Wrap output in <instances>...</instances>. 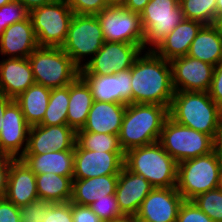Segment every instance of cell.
<instances>
[{"instance_id": "40", "label": "cell", "mask_w": 222, "mask_h": 222, "mask_svg": "<svg viewBox=\"0 0 222 222\" xmlns=\"http://www.w3.org/2000/svg\"><path fill=\"white\" fill-rule=\"evenodd\" d=\"M43 222H73L72 203H50Z\"/></svg>"}, {"instance_id": "31", "label": "cell", "mask_w": 222, "mask_h": 222, "mask_svg": "<svg viewBox=\"0 0 222 222\" xmlns=\"http://www.w3.org/2000/svg\"><path fill=\"white\" fill-rule=\"evenodd\" d=\"M68 106L69 85L51 89L49 103L40 125L52 126L67 124Z\"/></svg>"}, {"instance_id": "17", "label": "cell", "mask_w": 222, "mask_h": 222, "mask_svg": "<svg viewBox=\"0 0 222 222\" xmlns=\"http://www.w3.org/2000/svg\"><path fill=\"white\" fill-rule=\"evenodd\" d=\"M0 152L15 159L26 150L30 125L25 121L20 105L13 100L1 117Z\"/></svg>"}, {"instance_id": "18", "label": "cell", "mask_w": 222, "mask_h": 222, "mask_svg": "<svg viewBox=\"0 0 222 222\" xmlns=\"http://www.w3.org/2000/svg\"><path fill=\"white\" fill-rule=\"evenodd\" d=\"M76 131L64 125H34L30 127L24 154H43L50 151L74 150Z\"/></svg>"}, {"instance_id": "27", "label": "cell", "mask_w": 222, "mask_h": 222, "mask_svg": "<svg viewBox=\"0 0 222 222\" xmlns=\"http://www.w3.org/2000/svg\"><path fill=\"white\" fill-rule=\"evenodd\" d=\"M92 103L93 96L90 87L78 76L69 84L67 125L75 131L82 129L86 123Z\"/></svg>"}, {"instance_id": "8", "label": "cell", "mask_w": 222, "mask_h": 222, "mask_svg": "<svg viewBox=\"0 0 222 222\" xmlns=\"http://www.w3.org/2000/svg\"><path fill=\"white\" fill-rule=\"evenodd\" d=\"M159 143L178 163L209 154L215 141L207 134L180 125L168 117L163 125Z\"/></svg>"}, {"instance_id": "23", "label": "cell", "mask_w": 222, "mask_h": 222, "mask_svg": "<svg viewBox=\"0 0 222 222\" xmlns=\"http://www.w3.org/2000/svg\"><path fill=\"white\" fill-rule=\"evenodd\" d=\"M126 106L121 103L93 101L85 125L76 132L118 135Z\"/></svg>"}, {"instance_id": "11", "label": "cell", "mask_w": 222, "mask_h": 222, "mask_svg": "<svg viewBox=\"0 0 222 222\" xmlns=\"http://www.w3.org/2000/svg\"><path fill=\"white\" fill-rule=\"evenodd\" d=\"M96 16L105 41L143 45L144 31L139 13L123 6H108Z\"/></svg>"}, {"instance_id": "24", "label": "cell", "mask_w": 222, "mask_h": 222, "mask_svg": "<svg viewBox=\"0 0 222 222\" xmlns=\"http://www.w3.org/2000/svg\"><path fill=\"white\" fill-rule=\"evenodd\" d=\"M203 26L199 21L184 19L165 36L154 52L168 61L187 55L191 43Z\"/></svg>"}, {"instance_id": "1", "label": "cell", "mask_w": 222, "mask_h": 222, "mask_svg": "<svg viewBox=\"0 0 222 222\" xmlns=\"http://www.w3.org/2000/svg\"><path fill=\"white\" fill-rule=\"evenodd\" d=\"M132 103L170 108L174 96L172 67L154 51H142L131 67Z\"/></svg>"}, {"instance_id": "10", "label": "cell", "mask_w": 222, "mask_h": 222, "mask_svg": "<svg viewBox=\"0 0 222 222\" xmlns=\"http://www.w3.org/2000/svg\"><path fill=\"white\" fill-rule=\"evenodd\" d=\"M143 51H154L185 17L179 0H150L140 14Z\"/></svg>"}, {"instance_id": "20", "label": "cell", "mask_w": 222, "mask_h": 222, "mask_svg": "<svg viewBox=\"0 0 222 222\" xmlns=\"http://www.w3.org/2000/svg\"><path fill=\"white\" fill-rule=\"evenodd\" d=\"M38 47L30 17L8 26L0 36V56L28 58Z\"/></svg>"}, {"instance_id": "33", "label": "cell", "mask_w": 222, "mask_h": 222, "mask_svg": "<svg viewBox=\"0 0 222 222\" xmlns=\"http://www.w3.org/2000/svg\"><path fill=\"white\" fill-rule=\"evenodd\" d=\"M185 19L195 20L204 25L216 21L217 0H179Z\"/></svg>"}, {"instance_id": "39", "label": "cell", "mask_w": 222, "mask_h": 222, "mask_svg": "<svg viewBox=\"0 0 222 222\" xmlns=\"http://www.w3.org/2000/svg\"><path fill=\"white\" fill-rule=\"evenodd\" d=\"M176 222H214L201 211L193 201L184 200L180 206Z\"/></svg>"}, {"instance_id": "16", "label": "cell", "mask_w": 222, "mask_h": 222, "mask_svg": "<svg viewBox=\"0 0 222 222\" xmlns=\"http://www.w3.org/2000/svg\"><path fill=\"white\" fill-rule=\"evenodd\" d=\"M184 199L176 187L154 188L135 215L137 222H176Z\"/></svg>"}, {"instance_id": "45", "label": "cell", "mask_w": 222, "mask_h": 222, "mask_svg": "<svg viewBox=\"0 0 222 222\" xmlns=\"http://www.w3.org/2000/svg\"><path fill=\"white\" fill-rule=\"evenodd\" d=\"M149 1L150 0H127L123 7L129 11L141 14Z\"/></svg>"}, {"instance_id": "30", "label": "cell", "mask_w": 222, "mask_h": 222, "mask_svg": "<svg viewBox=\"0 0 222 222\" xmlns=\"http://www.w3.org/2000/svg\"><path fill=\"white\" fill-rule=\"evenodd\" d=\"M38 198L49 203L69 202L72 197V179L54 173L36 175Z\"/></svg>"}, {"instance_id": "6", "label": "cell", "mask_w": 222, "mask_h": 222, "mask_svg": "<svg viewBox=\"0 0 222 222\" xmlns=\"http://www.w3.org/2000/svg\"><path fill=\"white\" fill-rule=\"evenodd\" d=\"M28 60L35 83L50 89L68 86L80 73L61 47L38 46Z\"/></svg>"}, {"instance_id": "25", "label": "cell", "mask_w": 222, "mask_h": 222, "mask_svg": "<svg viewBox=\"0 0 222 222\" xmlns=\"http://www.w3.org/2000/svg\"><path fill=\"white\" fill-rule=\"evenodd\" d=\"M20 159L35 174L54 173L73 180L74 150L50 151L43 154H23Z\"/></svg>"}, {"instance_id": "52", "label": "cell", "mask_w": 222, "mask_h": 222, "mask_svg": "<svg viewBox=\"0 0 222 222\" xmlns=\"http://www.w3.org/2000/svg\"><path fill=\"white\" fill-rule=\"evenodd\" d=\"M222 15V0H217L216 17Z\"/></svg>"}, {"instance_id": "14", "label": "cell", "mask_w": 222, "mask_h": 222, "mask_svg": "<svg viewBox=\"0 0 222 222\" xmlns=\"http://www.w3.org/2000/svg\"><path fill=\"white\" fill-rule=\"evenodd\" d=\"M125 152H100L74 147L73 179L119 175L124 167Z\"/></svg>"}, {"instance_id": "29", "label": "cell", "mask_w": 222, "mask_h": 222, "mask_svg": "<svg viewBox=\"0 0 222 222\" xmlns=\"http://www.w3.org/2000/svg\"><path fill=\"white\" fill-rule=\"evenodd\" d=\"M51 89L33 84L14 100L20 105L25 121L30 125H39L49 103Z\"/></svg>"}, {"instance_id": "34", "label": "cell", "mask_w": 222, "mask_h": 222, "mask_svg": "<svg viewBox=\"0 0 222 222\" xmlns=\"http://www.w3.org/2000/svg\"><path fill=\"white\" fill-rule=\"evenodd\" d=\"M192 201L214 222H222V186L200 194Z\"/></svg>"}, {"instance_id": "32", "label": "cell", "mask_w": 222, "mask_h": 222, "mask_svg": "<svg viewBox=\"0 0 222 222\" xmlns=\"http://www.w3.org/2000/svg\"><path fill=\"white\" fill-rule=\"evenodd\" d=\"M76 143L85 150L100 152H124L118 135L92 132H76Z\"/></svg>"}, {"instance_id": "35", "label": "cell", "mask_w": 222, "mask_h": 222, "mask_svg": "<svg viewBox=\"0 0 222 222\" xmlns=\"http://www.w3.org/2000/svg\"><path fill=\"white\" fill-rule=\"evenodd\" d=\"M28 17L29 11L18 1L13 0L0 7V36L8 26L24 21Z\"/></svg>"}, {"instance_id": "2", "label": "cell", "mask_w": 222, "mask_h": 222, "mask_svg": "<svg viewBox=\"0 0 222 222\" xmlns=\"http://www.w3.org/2000/svg\"><path fill=\"white\" fill-rule=\"evenodd\" d=\"M169 117L180 125L209 135L214 141L222 127V108L208 92L175 91Z\"/></svg>"}, {"instance_id": "19", "label": "cell", "mask_w": 222, "mask_h": 222, "mask_svg": "<svg viewBox=\"0 0 222 222\" xmlns=\"http://www.w3.org/2000/svg\"><path fill=\"white\" fill-rule=\"evenodd\" d=\"M154 189L143 176L129 171L125 166L120 171L115 196L124 215H136L141 203Z\"/></svg>"}, {"instance_id": "49", "label": "cell", "mask_w": 222, "mask_h": 222, "mask_svg": "<svg viewBox=\"0 0 222 222\" xmlns=\"http://www.w3.org/2000/svg\"><path fill=\"white\" fill-rule=\"evenodd\" d=\"M105 222H137L136 217L134 215H123L118 218H114Z\"/></svg>"}, {"instance_id": "44", "label": "cell", "mask_w": 222, "mask_h": 222, "mask_svg": "<svg viewBox=\"0 0 222 222\" xmlns=\"http://www.w3.org/2000/svg\"><path fill=\"white\" fill-rule=\"evenodd\" d=\"M15 158L0 152V198H4L7 191L9 169Z\"/></svg>"}, {"instance_id": "12", "label": "cell", "mask_w": 222, "mask_h": 222, "mask_svg": "<svg viewBox=\"0 0 222 222\" xmlns=\"http://www.w3.org/2000/svg\"><path fill=\"white\" fill-rule=\"evenodd\" d=\"M143 51V45L105 41L79 74H114L131 68Z\"/></svg>"}, {"instance_id": "21", "label": "cell", "mask_w": 222, "mask_h": 222, "mask_svg": "<svg viewBox=\"0 0 222 222\" xmlns=\"http://www.w3.org/2000/svg\"><path fill=\"white\" fill-rule=\"evenodd\" d=\"M0 60V92L15 99L35 84L28 58H3Z\"/></svg>"}, {"instance_id": "13", "label": "cell", "mask_w": 222, "mask_h": 222, "mask_svg": "<svg viewBox=\"0 0 222 222\" xmlns=\"http://www.w3.org/2000/svg\"><path fill=\"white\" fill-rule=\"evenodd\" d=\"M174 91L208 92L215 66L188 55L170 61Z\"/></svg>"}, {"instance_id": "3", "label": "cell", "mask_w": 222, "mask_h": 222, "mask_svg": "<svg viewBox=\"0 0 222 222\" xmlns=\"http://www.w3.org/2000/svg\"><path fill=\"white\" fill-rule=\"evenodd\" d=\"M169 117V108L159 104H137L126 106L119 143L123 151L159 142L161 131Z\"/></svg>"}, {"instance_id": "36", "label": "cell", "mask_w": 222, "mask_h": 222, "mask_svg": "<svg viewBox=\"0 0 222 222\" xmlns=\"http://www.w3.org/2000/svg\"><path fill=\"white\" fill-rule=\"evenodd\" d=\"M89 207L103 222L124 215L119 208L115 195H106L105 198L96 200Z\"/></svg>"}, {"instance_id": "42", "label": "cell", "mask_w": 222, "mask_h": 222, "mask_svg": "<svg viewBox=\"0 0 222 222\" xmlns=\"http://www.w3.org/2000/svg\"><path fill=\"white\" fill-rule=\"evenodd\" d=\"M0 222H21L19 207L5 197L0 198Z\"/></svg>"}, {"instance_id": "9", "label": "cell", "mask_w": 222, "mask_h": 222, "mask_svg": "<svg viewBox=\"0 0 222 222\" xmlns=\"http://www.w3.org/2000/svg\"><path fill=\"white\" fill-rule=\"evenodd\" d=\"M73 15L65 0H55L30 11L38 46L61 47L66 41Z\"/></svg>"}, {"instance_id": "37", "label": "cell", "mask_w": 222, "mask_h": 222, "mask_svg": "<svg viewBox=\"0 0 222 222\" xmlns=\"http://www.w3.org/2000/svg\"><path fill=\"white\" fill-rule=\"evenodd\" d=\"M50 203L37 199L28 205L19 207L21 222H43L46 218L47 206Z\"/></svg>"}, {"instance_id": "47", "label": "cell", "mask_w": 222, "mask_h": 222, "mask_svg": "<svg viewBox=\"0 0 222 222\" xmlns=\"http://www.w3.org/2000/svg\"><path fill=\"white\" fill-rule=\"evenodd\" d=\"M14 99L6 96L5 94L0 92V122L1 117L3 116L6 107L13 101ZM0 135H1V125H0Z\"/></svg>"}, {"instance_id": "26", "label": "cell", "mask_w": 222, "mask_h": 222, "mask_svg": "<svg viewBox=\"0 0 222 222\" xmlns=\"http://www.w3.org/2000/svg\"><path fill=\"white\" fill-rule=\"evenodd\" d=\"M119 175H104L86 179L72 180V197L70 202L89 206L106 195H115Z\"/></svg>"}, {"instance_id": "51", "label": "cell", "mask_w": 222, "mask_h": 222, "mask_svg": "<svg viewBox=\"0 0 222 222\" xmlns=\"http://www.w3.org/2000/svg\"><path fill=\"white\" fill-rule=\"evenodd\" d=\"M214 25L217 27L219 33L222 35V15L216 17Z\"/></svg>"}, {"instance_id": "38", "label": "cell", "mask_w": 222, "mask_h": 222, "mask_svg": "<svg viewBox=\"0 0 222 222\" xmlns=\"http://www.w3.org/2000/svg\"><path fill=\"white\" fill-rule=\"evenodd\" d=\"M74 14L97 15L109 6L107 0H65Z\"/></svg>"}, {"instance_id": "48", "label": "cell", "mask_w": 222, "mask_h": 222, "mask_svg": "<svg viewBox=\"0 0 222 222\" xmlns=\"http://www.w3.org/2000/svg\"><path fill=\"white\" fill-rule=\"evenodd\" d=\"M214 149L216 150L218 157L220 161L222 162V127L220 131L218 132L217 137L215 139Z\"/></svg>"}, {"instance_id": "5", "label": "cell", "mask_w": 222, "mask_h": 222, "mask_svg": "<svg viewBox=\"0 0 222 222\" xmlns=\"http://www.w3.org/2000/svg\"><path fill=\"white\" fill-rule=\"evenodd\" d=\"M222 186V162L216 150L178 163L177 185L182 198L192 201L198 195Z\"/></svg>"}, {"instance_id": "28", "label": "cell", "mask_w": 222, "mask_h": 222, "mask_svg": "<svg viewBox=\"0 0 222 222\" xmlns=\"http://www.w3.org/2000/svg\"><path fill=\"white\" fill-rule=\"evenodd\" d=\"M187 55L213 66L222 61V35L214 24L200 29Z\"/></svg>"}, {"instance_id": "4", "label": "cell", "mask_w": 222, "mask_h": 222, "mask_svg": "<svg viewBox=\"0 0 222 222\" xmlns=\"http://www.w3.org/2000/svg\"><path fill=\"white\" fill-rule=\"evenodd\" d=\"M124 166L134 174L143 176L154 188L177 185L178 162L159 142L136 147L125 153Z\"/></svg>"}, {"instance_id": "41", "label": "cell", "mask_w": 222, "mask_h": 222, "mask_svg": "<svg viewBox=\"0 0 222 222\" xmlns=\"http://www.w3.org/2000/svg\"><path fill=\"white\" fill-rule=\"evenodd\" d=\"M208 93L212 100L222 108V61L214 68Z\"/></svg>"}, {"instance_id": "50", "label": "cell", "mask_w": 222, "mask_h": 222, "mask_svg": "<svg viewBox=\"0 0 222 222\" xmlns=\"http://www.w3.org/2000/svg\"><path fill=\"white\" fill-rule=\"evenodd\" d=\"M109 6H124L127 0H107Z\"/></svg>"}, {"instance_id": "46", "label": "cell", "mask_w": 222, "mask_h": 222, "mask_svg": "<svg viewBox=\"0 0 222 222\" xmlns=\"http://www.w3.org/2000/svg\"><path fill=\"white\" fill-rule=\"evenodd\" d=\"M23 4L26 9L30 12L35 8L41 7L43 5L50 4L55 0H15Z\"/></svg>"}, {"instance_id": "15", "label": "cell", "mask_w": 222, "mask_h": 222, "mask_svg": "<svg viewBox=\"0 0 222 222\" xmlns=\"http://www.w3.org/2000/svg\"><path fill=\"white\" fill-rule=\"evenodd\" d=\"M90 87L93 101L132 104L131 68L114 74H79Z\"/></svg>"}, {"instance_id": "43", "label": "cell", "mask_w": 222, "mask_h": 222, "mask_svg": "<svg viewBox=\"0 0 222 222\" xmlns=\"http://www.w3.org/2000/svg\"><path fill=\"white\" fill-rule=\"evenodd\" d=\"M73 222H103L89 206L72 203Z\"/></svg>"}, {"instance_id": "7", "label": "cell", "mask_w": 222, "mask_h": 222, "mask_svg": "<svg viewBox=\"0 0 222 222\" xmlns=\"http://www.w3.org/2000/svg\"><path fill=\"white\" fill-rule=\"evenodd\" d=\"M105 39L96 15L74 14L65 43L61 46L73 63L82 69L104 44Z\"/></svg>"}, {"instance_id": "53", "label": "cell", "mask_w": 222, "mask_h": 222, "mask_svg": "<svg viewBox=\"0 0 222 222\" xmlns=\"http://www.w3.org/2000/svg\"><path fill=\"white\" fill-rule=\"evenodd\" d=\"M13 0H0V7H2L5 4H8L10 2H12Z\"/></svg>"}, {"instance_id": "22", "label": "cell", "mask_w": 222, "mask_h": 222, "mask_svg": "<svg viewBox=\"0 0 222 222\" xmlns=\"http://www.w3.org/2000/svg\"><path fill=\"white\" fill-rule=\"evenodd\" d=\"M5 198L17 207L28 205L39 199L36 175L20 158L11 162Z\"/></svg>"}]
</instances>
